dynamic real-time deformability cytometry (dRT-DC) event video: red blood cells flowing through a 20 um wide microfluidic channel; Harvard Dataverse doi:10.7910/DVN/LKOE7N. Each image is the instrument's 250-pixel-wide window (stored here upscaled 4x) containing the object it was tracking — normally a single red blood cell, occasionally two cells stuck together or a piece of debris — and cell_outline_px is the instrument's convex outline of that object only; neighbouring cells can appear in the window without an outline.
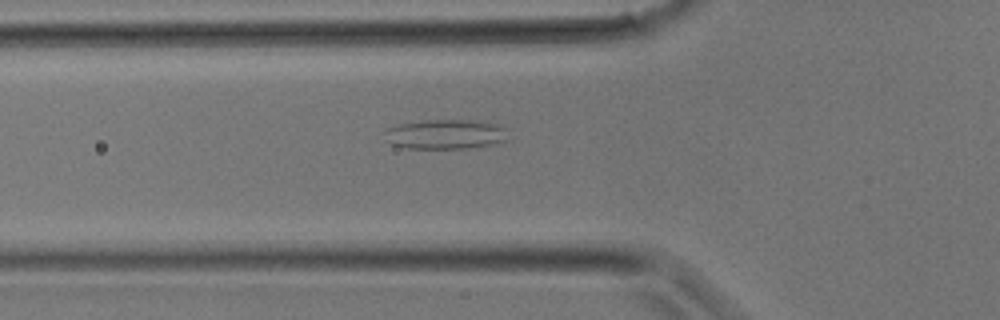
{"species": "common noctule bat (a hibernating species)", "species_latin": "Nyctalus noctula", "temperature_condition": "room temperature", "stored_images_in_passage": 34, "camera_frame_rate_fps": 3000, "um_per_image_px": 0.085, "animal": {"sex": "male", "body_mass_g": 17.9}, "frame": {"image": 1, "passage_image": 12, "time_ms": 3.667, "image_size_px": [1000, 320], "cell_outline_px": [[508, 140], [500, 144], [468, 148], [408, 148], [388, 144], [384, 140], [384, 128], [400, 124], [424, 120], [480, 120], [500, 124], [504, 128]], "centroid_in_image_um": [37.86, 11.41], "position_along_channel_um": 87.9, "area_um2": 21.91}}
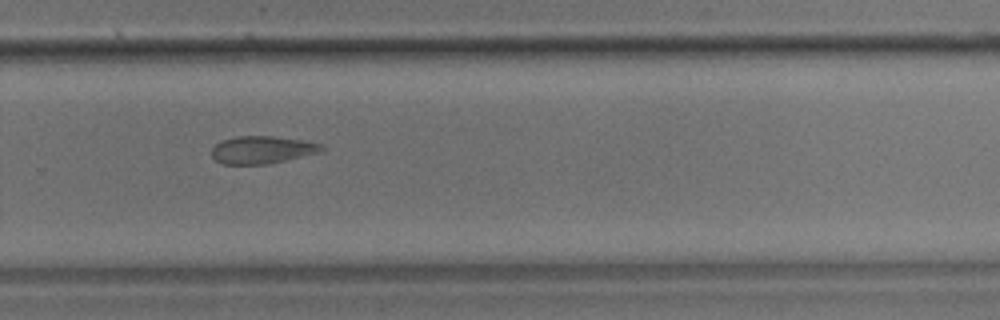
{"frame": {"image": 2, "passage_image": 23, "time_ms": 7.333, "image_size_px": [1000, 320], "cell_outline_px": [[324, 152], [268, 164], [220, 164], [212, 156], [212, 148], [220, 140], [236, 136], [272, 136], [304, 140], [320, 144], [324, 148]], "centroid_in_image_um": [22.29, 12.73], "position_along_channel_um": 307.5, "area_um2": 17.86}}
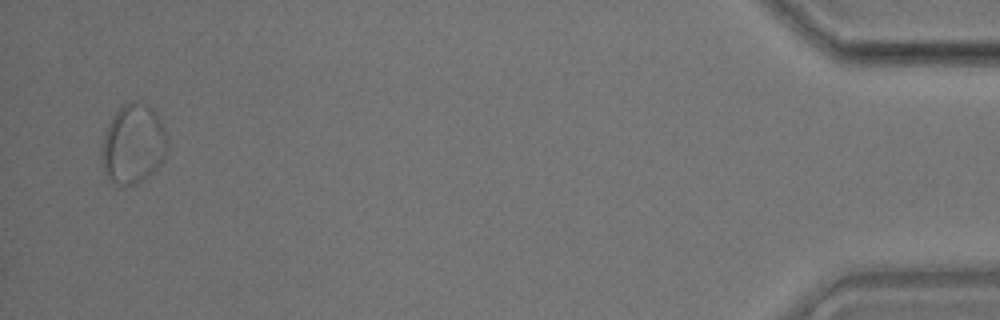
{"frame": {"image": 3, "passage_image": 33, "time_ms": 10.667, "image_size_px": [1000, 320], "cell_outline_px": [[168, 148], [164, 160], [144, 180], [136, 184], [124, 188], [116, 184], [108, 176], [104, 168], [100, 156], [100, 152], [104, 136], [108, 124], [112, 116], [124, 104], [132, 100], [144, 104], [152, 108], [156, 112], [164, 124], [168, 140]], "centroid_in_image_um": [11.35, 12.25], "position_along_channel_um": 423.9, "area_um2": 30.87}}